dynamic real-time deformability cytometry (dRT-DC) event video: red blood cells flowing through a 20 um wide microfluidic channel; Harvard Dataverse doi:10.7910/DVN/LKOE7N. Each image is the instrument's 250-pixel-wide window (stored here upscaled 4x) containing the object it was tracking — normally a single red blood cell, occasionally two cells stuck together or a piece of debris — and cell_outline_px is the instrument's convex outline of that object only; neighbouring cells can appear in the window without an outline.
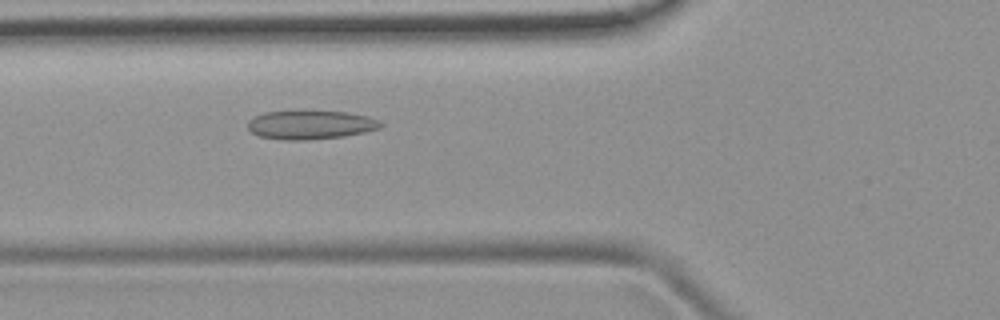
{"species": "common noctule bat (a hibernating species)", "species_latin": "Nyctalus noctula", "temperature_condition": "room temperature", "stored_images_in_passage": 38, "camera_frame_rate_fps": 3000, "um_per_image_px": 0.085, "animal": {"sex": "female", "body_mass_g": 19.9}, "frame": {"image": 1, "passage_image": 7, "time_ms": 2.0, "image_size_px": [1000, 320], "cell_outline_px": [[384, 124], [380, 128], [364, 132], [344, 136], [308, 140], [284, 140], [260, 136], [252, 132], [248, 128], [248, 120], [264, 112], [348, 112], [368, 116], [380, 120]], "centroid_in_image_um": [26.43, 10.62], "position_along_channel_um": 99.4, "area_um2": 22.02}}
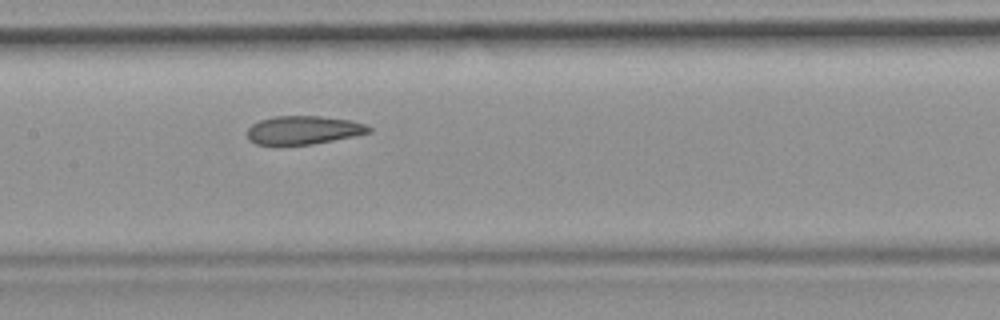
{"frame": {"image": 2, "passage_image": 13, "time_ms": 4.0, "image_size_px": [1000, 320], "cell_outline_px": [[372, 132], [312, 144], [256, 144], [248, 140], [248, 128], [252, 124], [260, 120], [272, 116], [320, 116], [352, 120], [368, 124], [372, 128]], "centroid_in_image_um": [25.82, 11.04], "position_along_channel_um": 181.6, "area_um2": 20.11}}
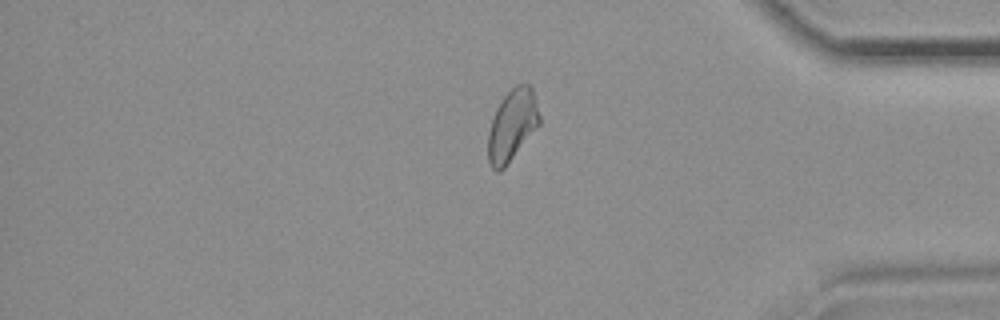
{"frame": {"image": 3, "passage_image": 30, "time_ms": 9.667, "image_size_px": [1000, 320], "cell_outline_px": [[540, 124], [508, 164], [500, 172], [496, 172], [492, 168], [488, 160], [488, 132], [496, 108], [504, 96], [516, 84], [528, 84], [532, 88], [540, 116]], "centroid_in_image_um": [43.53, 10.67], "position_along_channel_um": 391.7, "area_um2": 21.33}}